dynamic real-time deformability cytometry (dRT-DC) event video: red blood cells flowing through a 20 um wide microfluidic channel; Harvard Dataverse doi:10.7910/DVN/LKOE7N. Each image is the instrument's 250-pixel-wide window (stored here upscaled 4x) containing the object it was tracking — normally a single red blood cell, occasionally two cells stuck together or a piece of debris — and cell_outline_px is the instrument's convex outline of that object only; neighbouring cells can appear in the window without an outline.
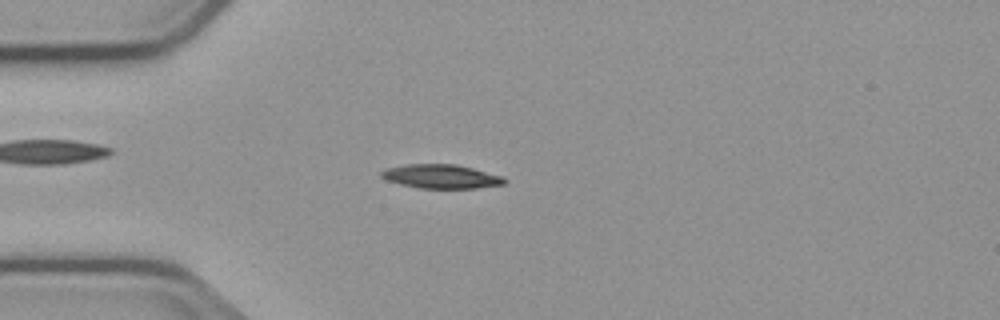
{"species": "common noctule bat (a hibernating species)", "species_latin": "Nyctalus noctula", "temperature_condition": "cold", "stored_images_in_passage": 54, "camera_frame_rate_fps": 3000, "um_per_image_px": 0.085, "animal": {"sex": "male", "body_mass_g": 23.1, "forearm_length_mm": 52.7}, "frame": {"image": 1, "passage_image": 14, "time_ms": 4.333, "image_size_px": [1000, 320], "cell_outline_px": [[508, 180], [504, 184], [476, 188], [420, 188], [400, 184], [388, 180], [380, 176], [380, 172], [388, 168], [408, 164], [456, 164], [504, 176]], "centroid_in_image_um": [37.54, 15.0], "position_along_channel_um": 47.5, "area_um2": 17.11}}
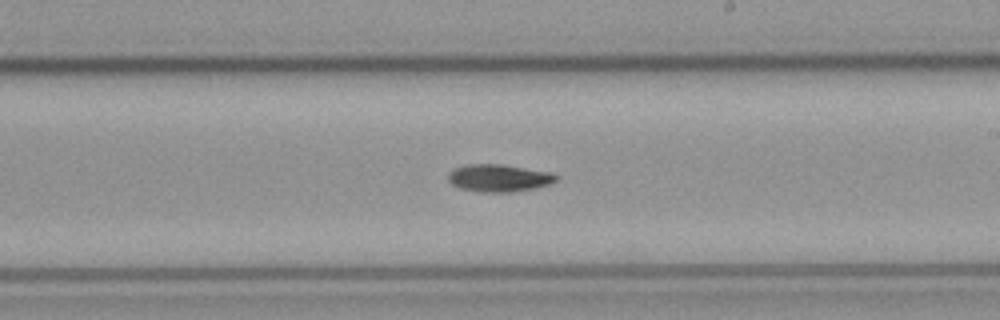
{"frame": {"image": 2, "passage_image": 31, "time_ms": 10.0, "image_size_px": [1000, 320], "cell_outline_px": [[560, 180], [536, 188], [508, 192], [476, 192], [460, 188], [452, 184], [448, 180], [448, 172], [456, 168], [468, 164], [500, 164], [552, 172], [560, 176]], "centroid_in_image_um": [42.44, 15.13], "position_along_channel_um": 246.6, "area_um2": 17.4}}
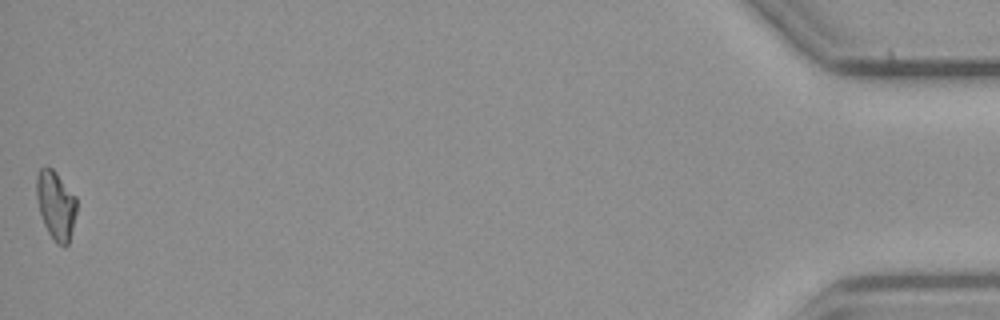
{"frame": {"image": 3, "passage_image": 54, "time_ms": 17.667, "image_size_px": [1000, 320], "cell_outline_px": [[76, 212], [68, 244], [64, 248], [56, 244], [48, 232], [44, 224], [40, 212], [36, 196], [36, 176], [40, 168], [52, 168], [56, 172], [76, 196]], "centroid_in_image_um": [4.74, 17.45], "position_along_channel_um": 430.5, "area_um2": 16.01}, "authors_computed_cell_mechanics": {"area_um2": 16.5597, "velocity_mm_per_s": 3.7531, "shape_relaxation_time_tau1_ms": 5.875, "shape_relaxation_time_tau2_ms": null, "deformation_change_tau1": 0.1333, "deformation_change_tau2": null}}